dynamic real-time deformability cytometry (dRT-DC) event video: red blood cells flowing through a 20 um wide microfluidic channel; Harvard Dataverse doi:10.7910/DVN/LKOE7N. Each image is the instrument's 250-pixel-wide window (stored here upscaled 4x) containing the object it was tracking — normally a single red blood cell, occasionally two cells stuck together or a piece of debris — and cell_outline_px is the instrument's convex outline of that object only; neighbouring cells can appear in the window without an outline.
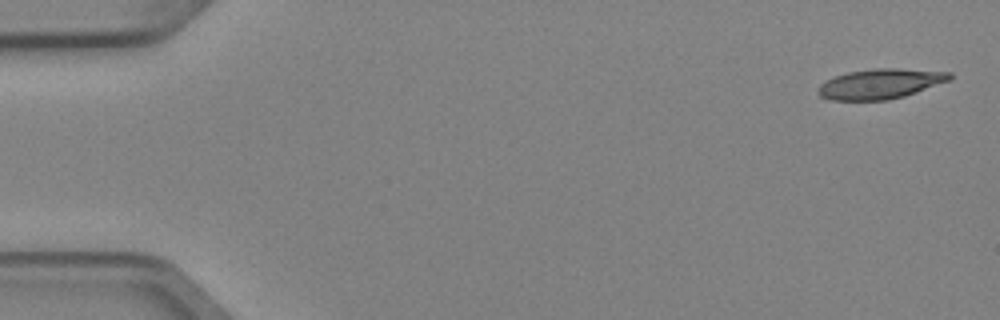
{"species": "Egyptian fruit bat (a non-hibernating species)", "species_latin": "Rousettus aegyptiacus", "temperature_condition": "cold", "stored_images_in_passage": 4, "camera_frame_rate_fps": 3000, "um_per_image_px": 0.085, "animal": {"sex": "female"}, "frame": {"image": 1, "passage_image": 1, "time_ms": 0.0, "image_size_px": [1000, 320], "cell_outline_px": [[952, 80], [904, 96], [888, 100], [832, 100], [820, 96], [820, 84], [824, 80], [832, 76], [848, 72], [872, 68], [900, 68], [952, 72]], "centroid_in_image_um": [74.86, 7.11], "position_along_channel_um": 10.1, "area_um2": 23.18}}
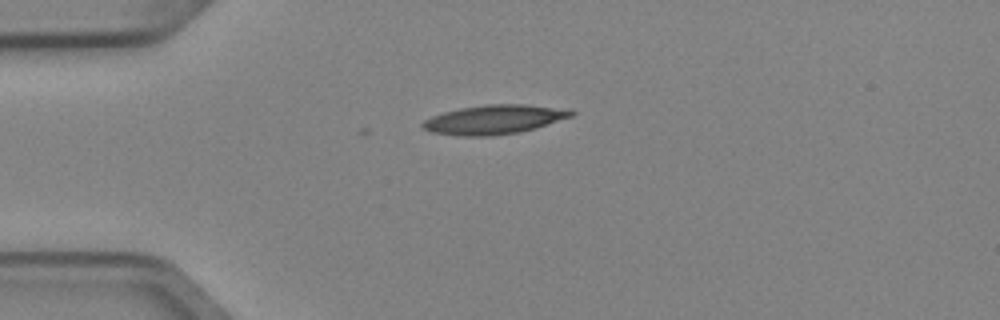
{"frame": {"image": 2, "passage_image": 4, "time_ms": 1.0, "image_size_px": [1000, 320], "cell_outline_px": [[576, 112], [572, 116], [536, 128], [520, 132], [492, 136], [460, 136], [432, 132], [424, 128], [420, 124], [424, 120], [432, 116], [444, 112], [460, 108], [484, 104], [524, 104], [568, 108]], "centroid_in_image_um": [42.04, 10.15], "position_along_channel_um": 43.0, "area_um2": 25.43}}